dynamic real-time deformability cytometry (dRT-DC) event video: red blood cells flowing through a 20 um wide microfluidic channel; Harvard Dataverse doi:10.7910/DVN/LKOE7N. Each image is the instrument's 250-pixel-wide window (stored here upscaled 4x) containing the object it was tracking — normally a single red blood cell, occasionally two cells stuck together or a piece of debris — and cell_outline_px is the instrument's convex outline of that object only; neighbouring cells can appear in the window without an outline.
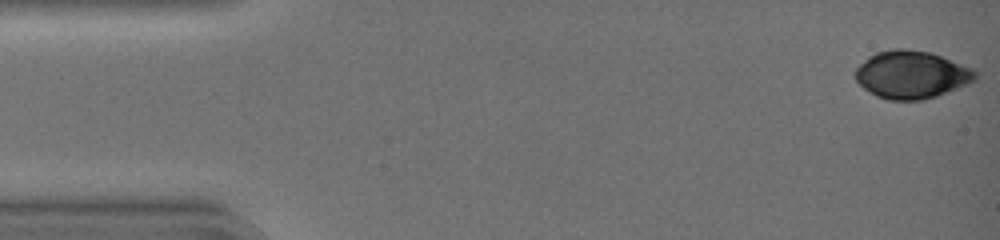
{"species": "common noctule bat (a hibernating species)", "species_latin": "Nyctalus noctula", "temperature_condition": "warm", "stored_images_in_passage": 44, "camera_frame_rate_fps": 3000, "um_per_image_px": 0.085, "animal": {"sex": "female", "body_mass_g": 19.0, "forearm_length_mm": 51.5}, "frame": {"image": 1, "passage_image": 1, "time_ms": 0.0, "image_size_px": [1000, 240], "cell_outline_px": [[976, 80], [968, 84], [936, 96], [924, 100], [888, 100], [876, 96], [864, 88], [856, 80], [856, 68], [868, 56], [876, 52], [892, 48], [904, 48], [928, 52], [940, 56], [972, 68], [976, 72]], "centroid_in_image_um": [77.46, 6.34], "position_along_channel_um": 7.5, "area_um2": 33.23}}